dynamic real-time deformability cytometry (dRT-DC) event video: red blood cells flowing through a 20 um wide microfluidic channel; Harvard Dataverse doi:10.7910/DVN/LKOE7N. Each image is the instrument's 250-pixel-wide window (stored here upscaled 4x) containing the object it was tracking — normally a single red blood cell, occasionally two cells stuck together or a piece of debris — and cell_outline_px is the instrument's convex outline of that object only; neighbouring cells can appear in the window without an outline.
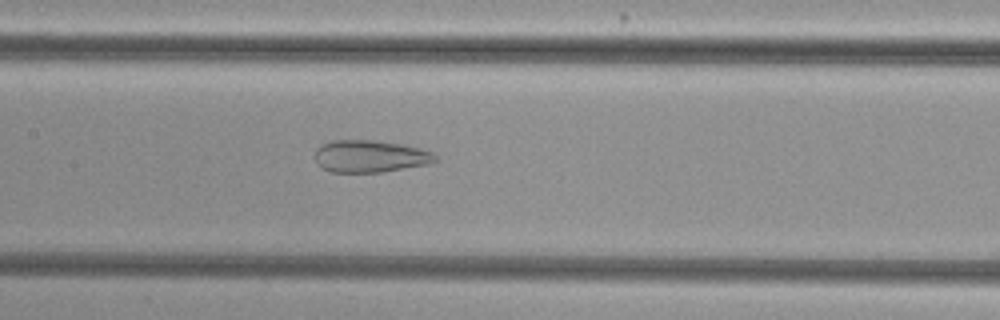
{"species": "common noctule bat (a hibernating species)", "species_latin": "Nyctalus noctula", "temperature_condition": "cold", "stored_images_in_passage": 51, "camera_frame_rate_fps": 3000, "um_per_image_px": 0.085, "animal": {"sex": "female", "body_mass_g": 29.2, "forearm_length_mm": 56.3}, "frame": {"image": 1, "passage_image": 26, "time_ms": 8.333, "image_size_px": [1000, 320], "cell_outline_px": [[436, 160], [428, 164], [380, 172], [332, 172], [320, 168], [316, 164], [316, 148], [320, 144], [332, 140], [372, 140], [400, 144], [420, 148], [432, 152], [436, 156]], "centroid_in_image_um": [31.4, 13.28], "position_along_channel_um": 176.0, "area_um2": 22.54}}
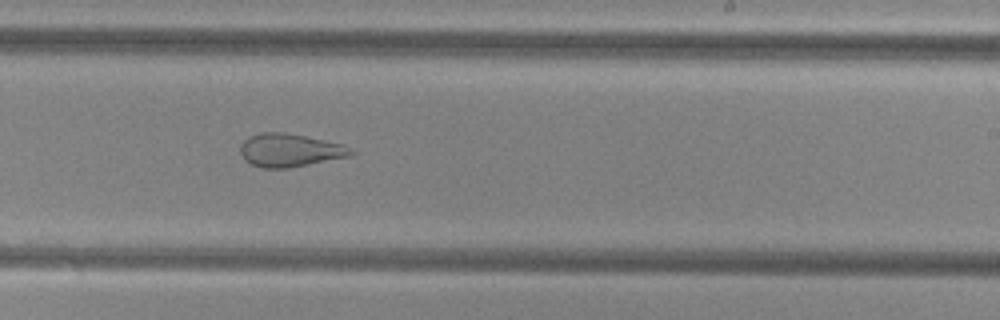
{"frame": {"image": 2, "passage_image": 33, "time_ms": 10.667, "image_size_px": [1000, 320], "cell_outline_px": [[356, 152], [352, 156], [288, 168], [260, 168], [244, 160], [240, 152], [240, 144], [248, 136], [260, 132], [284, 132], [344, 144]], "centroid_in_image_um": [24.63, 12.77], "position_along_channel_um": 264.4, "area_um2": 21.56}}
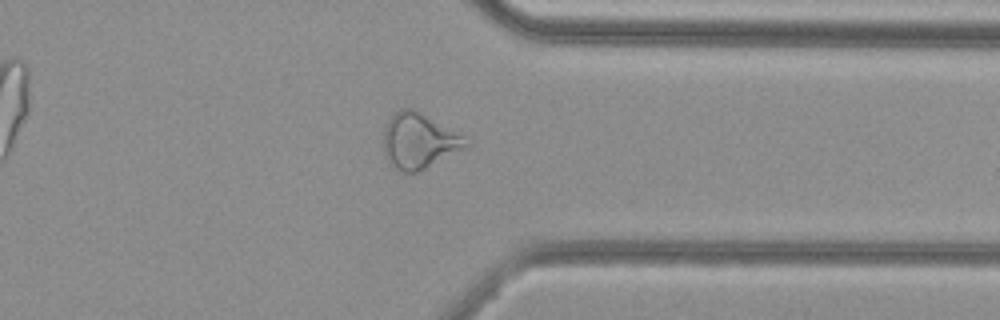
{"frame": {"image": 3, "passage_image": 42, "time_ms": 13.667, "image_size_px": [1000, 320], "cell_outline_px": [[472, 144], [468, 148], [416, 172], [400, 172], [392, 164], [384, 152], [384, 128], [388, 120], [400, 108], [412, 108], [464, 136]], "centroid_in_image_um": [35.64, 11.98], "position_along_channel_um": 375.8, "area_um2": 26.3}}